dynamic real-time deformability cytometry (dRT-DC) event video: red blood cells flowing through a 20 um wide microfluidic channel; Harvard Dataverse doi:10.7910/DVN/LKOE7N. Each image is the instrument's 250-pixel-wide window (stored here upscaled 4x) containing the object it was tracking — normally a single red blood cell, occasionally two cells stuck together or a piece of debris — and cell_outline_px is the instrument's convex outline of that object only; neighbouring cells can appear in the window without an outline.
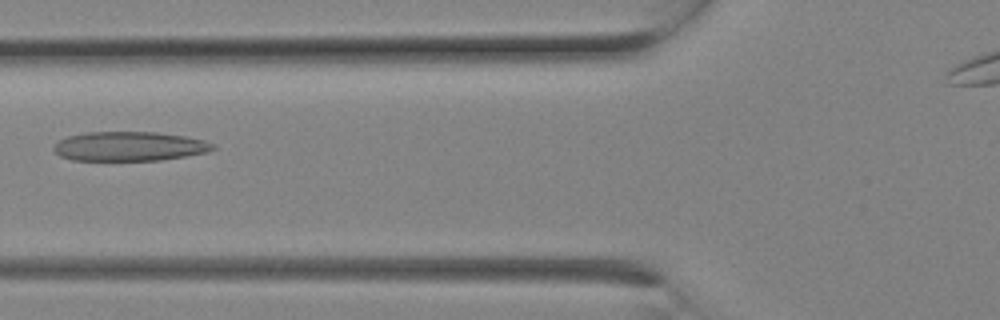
{"species": "Egyptian fruit bat (a non-hibernating species)", "species_latin": "Rousettus aegyptiacus", "temperature_condition": "room temperature", "stored_images_in_passage": 4, "camera_frame_rate_fps": 3000, "um_per_image_px": 0.085, "animal": {"sex": "female"}, "frame": {"image": 1, "passage_image": 3, "time_ms": 0.667, "image_size_px": [1000, 320], "cell_outline_px": [[216, 148], [208, 152], [160, 160], [72, 160], [60, 156], [52, 148], [60, 140], [68, 136], [88, 132], [156, 132], [184, 136], [204, 140], [216, 144]], "centroid_in_image_um": [11.02, 12.43], "position_along_channel_um": 114.8, "area_um2": 27.11}}